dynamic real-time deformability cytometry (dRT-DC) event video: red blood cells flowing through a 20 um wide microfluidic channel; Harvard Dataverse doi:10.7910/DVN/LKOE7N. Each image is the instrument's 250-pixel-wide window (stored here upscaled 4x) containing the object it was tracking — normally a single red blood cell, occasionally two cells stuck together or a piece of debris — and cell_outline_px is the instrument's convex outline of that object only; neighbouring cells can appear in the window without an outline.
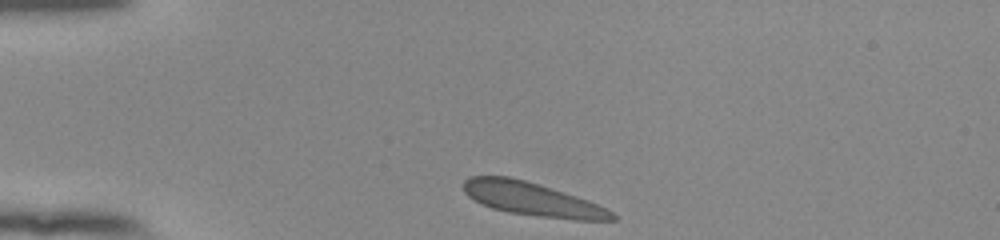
{"species": "human", "species_latin": "Homo sapiens", "temperature_condition": "room temperature", "stored_images_in_passage": 38, "camera_frame_rate_fps": 3000, "um_per_image_px": 0.085, "donor": {"sex": "female"}, "frame": {"image": 1, "passage_image": 1, "time_ms": 0.0, "image_size_px": [1000, 240], "cell_outline_px": [[616, 220], [576, 220], [540, 216], [508, 212], [492, 208], [480, 204], [468, 196], [464, 192], [464, 180], [468, 176], [508, 176], [524, 180], [564, 192], [588, 200], [612, 212], [616, 216]], "centroid_in_image_um": [45.2, 16.92], "position_along_channel_um": 39.8, "area_um2": 28.61}}
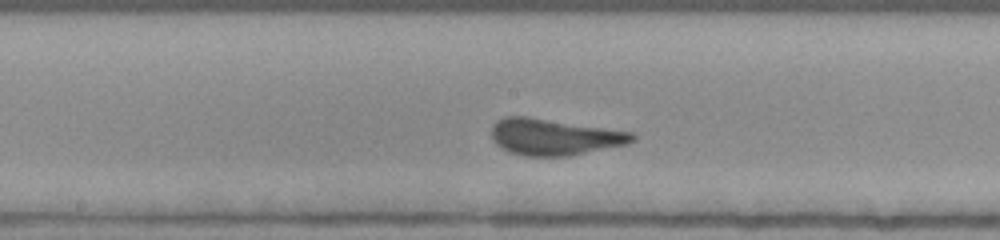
{"frame": {"image": 2, "passage_image": 17, "time_ms": 5.333, "image_size_px": [1000, 240], "cell_outline_px": [[636, 140], [628, 144], [568, 156], [524, 156], [508, 152], [496, 144], [492, 136], [492, 124], [496, 120], [504, 116], [528, 116], [636, 132]], "centroid_in_image_um": [47.14, 11.63], "position_along_channel_um": 201.1, "area_um2": 30.29}}
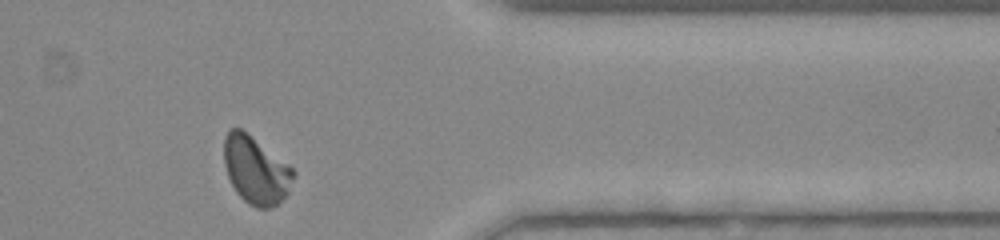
{"frame": {"image": 3, "passage_image": 33, "time_ms": 10.667, "image_size_px": [1000, 240], "cell_outline_px": [[296, 172], [288, 192], [276, 204], [268, 208], [256, 208], [248, 204], [236, 192], [228, 176], [224, 164], [224, 136], [228, 128], [240, 128], [288, 164]], "centroid_in_image_um": [21.72, 14.46], "position_along_channel_um": 389.7, "area_um2": 26.99}, "authors_computed_cell_mechanics": {"area_um2": 28.5821, "velocity_mm_per_s": 3.7989, "shape_relaxation_time_tau1_ms": 3.3086, "shape_relaxation_time_tau2_ms": null, "deformation_change_tau1": 0.1209, "deformation_change_tau2": null}}